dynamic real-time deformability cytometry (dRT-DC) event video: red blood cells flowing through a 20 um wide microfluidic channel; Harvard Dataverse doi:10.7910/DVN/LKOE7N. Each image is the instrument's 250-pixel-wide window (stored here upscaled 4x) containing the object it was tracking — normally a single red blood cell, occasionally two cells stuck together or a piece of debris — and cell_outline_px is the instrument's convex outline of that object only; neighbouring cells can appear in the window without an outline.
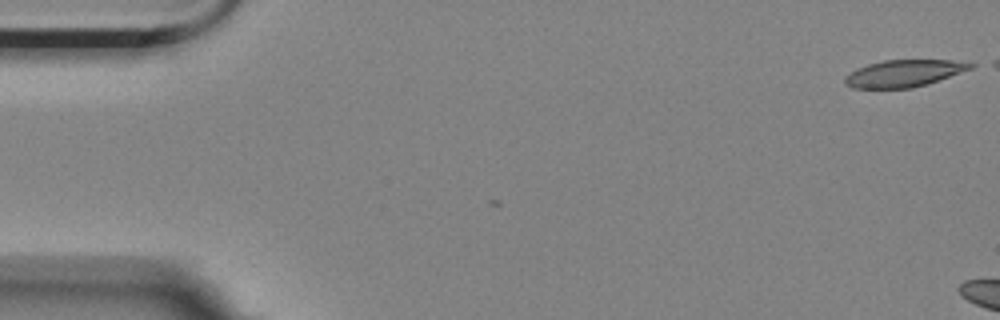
{"species": "Egyptian fruit bat (a non-hibernating species)", "species_latin": "Rousettus aegyptiacus", "temperature_condition": "room temperature", "stored_images_in_passage": 2, "camera_frame_rate_fps": 3000, "um_per_image_px": 0.085, "animal": {"sex": "female"}, "frame": {"image": 1, "passage_image": 2, "time_ms": 0.333, "image_size_px": [1000, 320], "cell_outline_px": [[976, 64], [972, 68], [912, 88], [852, 88], [844, 84], [844, 76], [856, 68], [868, 64], [884, 60], [952, 60]], "centroid_in_image_um": [76.74, 6.23], "position_along_channel_um": 8.3, "area_um2": 19.48}}